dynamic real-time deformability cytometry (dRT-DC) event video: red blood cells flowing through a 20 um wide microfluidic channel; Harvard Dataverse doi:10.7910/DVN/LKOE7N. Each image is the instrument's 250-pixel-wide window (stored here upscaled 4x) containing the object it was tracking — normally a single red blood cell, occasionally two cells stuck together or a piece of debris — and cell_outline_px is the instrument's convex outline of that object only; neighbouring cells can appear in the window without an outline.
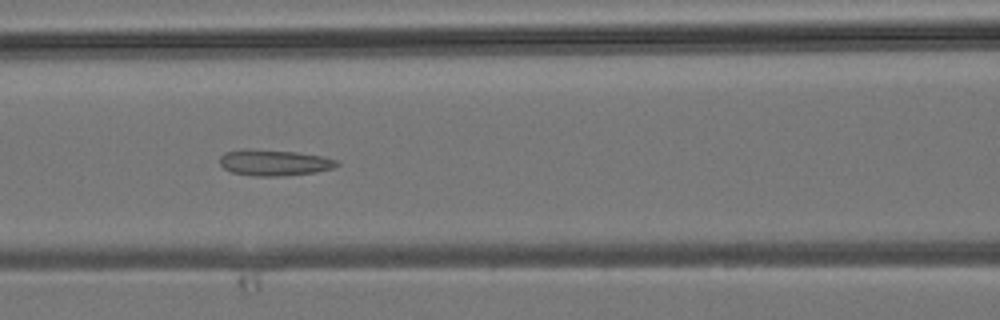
{"species": "common noctule bat (a hibernating species)", "species_latin": "Nyctalus noctula", "temperature_condition": "room temperature", "stored_images_in_passage": 35, "camera_frame_rate_fps": 3000, "um_per_image_px": 0.085, "animal": {"sex": "male", "body_mass_g": 19.2, "forearm_length_mm": 51.8}, "frame": {"image": 1, "passage_image": 11, "time_ms": 3.333, "image_size_px": [1000, 320], "cell_outline_px": [[340, 164], [332, 168], [316, 172], [280, 176], [252, 176], [232, 172], [224, 168], [220, 164], [220, 156], [224, 152], [240, 148], [252, 148], [296, 152], [324, 156], [336, 160]], "centroid_in_image_um": [23.26, 13.8], "position_along_channel_um": 143.3, "area_um2": 18.03}}
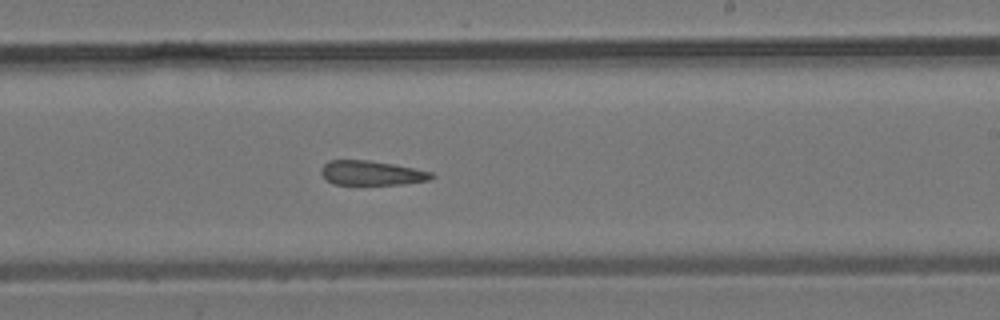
{"frame": {"image": 2, "passage_image": 18, "time_ms": 5.667, "image_size_px": [1000, 320], "cell_outline_px": [[436, 176], [428, 180], [404, 184], [336, 184], [328, 180], [320, 172], [320, 168], [328, 160], [368, 160], [392, 164], [432, 172]], "centroid_in_image_um": [31.58, 14.7], "position_along_channel_um": 257.4, "area_um2": 15.55}}
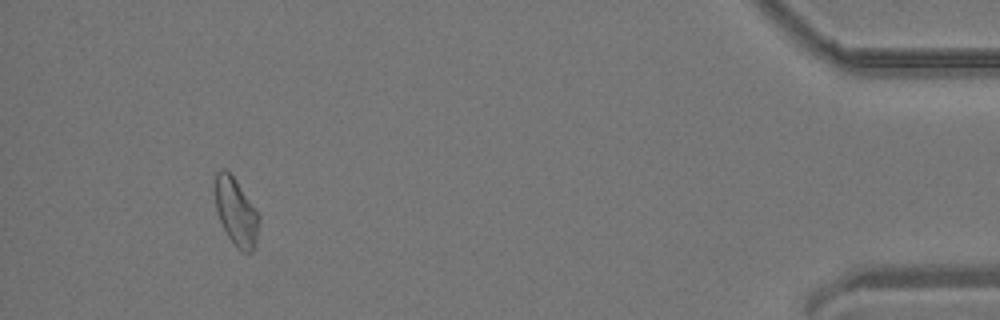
{"frame": {"image": 3, "passage_image": 32, "time_ms": 10.333, "image_size_px": [1000, 320], "cell_outline_px": [[260, 220], [256, 244], [252, 252], [240, 252], [228, 236], [220, 220], [216, 208], [216, 172], [224, 168], [236, 180], [260, 216]], "centroid_in_image_um": [20.1, 18.06], "position_along_channel_um": 415.1, "area_um2": 16.99}}